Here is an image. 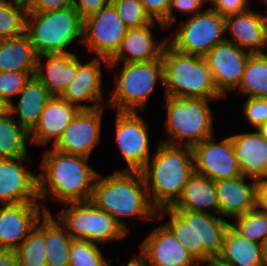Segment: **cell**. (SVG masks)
<instances>
[{
	"instance_id": "9",
	"label": "cell",
	"mask_w": 267,
	"mask_h": 266,
	"mask_svg": "<svg viewBox=\"0 0 267 266\" xmlns=\"http://www.w3.org/2000/svg\"><path fill=\"white\" fill-rule=\"evenodd\" d=\"M65 206L69 208L56 213L55 217L72 239L102 245L112 240L119 241L128 235L112 216L99 209L91 200L66 203Z\"/></svg>"
},
{
	"instance_id": "31",
	"label": "cell",
	"mask_w": 267,
	"mask_h": 266,
	"mask_svg": "<svg viewBox=\"0 0 267 266\" xmlns=\"http://www.w3.org/2000/svg\"><path fill=\"white\" fill-rule=\"evenodd\" d=\"M29 132L8 112L0 117V158L29 157Z\"/></svg>"
},
{
	"instance_id": "41",
	"label": "cell",
	"mask_w": 267,
	"mask_h": 266,
	"mask_svg": "<svg viewBox=\"0 0 267 266\" xmlns=\"http://www.w3.org/2000/svg\"><path fill=\"white\" fill-rule=\"evenodd\" d=\"M149 17L156 22L163 23L168 29V11L171 0H140Z\"/></svg>"
},
{
	"instance_id": "17",
	"label": "cell",
	"mask_w": 267,
	"mask_h": 266,
	"mask_svg": "<svg viewBox=\"0 0 267 266\" xmlns=\"http://www.w3.org/2000/svg\"><path fill=\"white\" fill-rule=\"evenodd\" d=\"M77 57V73L75 79L65 88L61 98L79 109H97L103 107L102 71L103 64L109 69V60L103 57H94L90 62L82 64ZM83 102H94L91 105Z\"/></svg>"
},
{
	"instance_id": "29",
	"label": "cell",
	"mask_w": 267,
	"mask_h": 266,
	"mask_svg": "<svg viewBox=\"0 0 267 266\" xmlns=\"http://www.w3.org/2000/svg\"><path fill=\"white\" fill-rule=\"evenodd\" d=\"M215 260L222 265L262 266L260 244L250 242L229 226Z\"/></svg>"
},
{
	"instance_id": "51",
	"label": "cell",
	"mask_w": 267,
	"mask_h": 266,
	"mask_svg": "<svg viewBox=\"0 0 267 266\" xmlns=\"http://www.w3.org/2000/svg\"><path fill=\"white\" fill-rule=\"evenodd\" d=\"M201 263L207 264L206 266H223L222 264H220L219 262H217L215 259L214 260H211V261H207V262H199L197 266L202 265Z\"/></svg>"
},
{
	"instance_id": "21",
	"label": "cell",
	"mask_w": 267,
	"mask_h": 266,
	"mask_svg": "<svg viewBox=\"0 0 267 266\" xmlns=\"http://www.w3.org/2000/svg\"><path fill=\"white\" fill-rule=\"evenodd\" d=\"M225 31L231 34L227 41L250 54L263 53L267 48V16L258 11L250 9L225 17Z\"/></svg>"
},
{
	"instance_id": "33",
	"label": "cell",
	"mask_w": 267,
	"mask_h": 266,
	"mask_svg": "<svg viewBox=\"0 0 267 266\" xmlns=\"http://www.w3.org/2000/svg\"><path fill=\"white\" fill-rule=\"evenodd\" d=\"M14 251L18 256L19 264L22 266H47L44 214Z\"/></svg>"
},
{
	"instance_id": "32",
	"label": "cell",
	"mask_w": 267,
	"mask_h": 266,
	"mask_svg": "<svg viewBox=\"0 0 267 266\" xmlns=\"http://www.w3.org/2000/svg\"><path fill=\"white\" fill-rule=\"evenodd\" d=\"M237 92L248 97L267 98V56L250 54Z\"/></svg>"
},
{
	"instance_id": "6",
	"label": "cell",
	"mask_w": 267,
	"mask_h": 266,
	"mask_svg": "<svg viewBox=\"0 0 267 266\" xmlns=\"http://www.w3.org/2000/svg\"><path fill=\"white\" fill-rule=\"evenodd\" d=\"M25 33L38 56L71 53L68 46L83 40V19L70 7L49 12H27Z\"/></svg>"
},
{
	"instance_id": "16",
	"label": "cell",
	"mask_w": 267,
	"mask_h": 266,
	"mask_svg": "<svg viewBox=\"0 0 267 266\" xmlns=\"http://www.w3.org/2000/svg\"><path fill=\"white\" fill-rule=\"evenodd\" d=\"M30 157L0 158V205L40 202L38 175L27 170Z\"/></svg>"
},
{
	"instance_id": "14",
	"label": "cell",
	"mask_w": 267,
	"mask_h": 266,
	"mask_svg": "<svg viewBox=\"0 0 267 266\" xmlns=\"http://www.w3.org/2000/svg\"><path fill=\"white\" fill-rule=\"evenodd\" d=\"M250 53L225 40L216 44L204 56L214 85L224 98L239 87Z\"/></svg>"
},
{
	"instance_id": "43",
	"label": "cell",
	"mask_w": 267,
	"mask_h": 266,
	"mask_svg": "<svg viewBox=\"0 0 267 266\" xmlns=\"http://www.w3.org/2000/svg\"><path fill=\"white\" fill-rule=\"evenodd\" d=\"M249 2L250 0H217L211 8L221 16L227 17L250 10Z\"/></svg>"
},
{
	"instance_id": "45",
	"label": "cell",
	"mask_w": 267,
	"mask_h": 266,
	"mask_svg": "<svg viewBox=\"0 0 267 266\" xmlns=\"http://www.w3.org/2000/svg\"><path fill=\"white\" fill-rule=\"evenodd\" d=\"M256 208L267 212V177L257 180Z\"/></svg>"
},
{
	"instance_id": "46",
	"label": "cell",
	"mask_w": 267,
	"mask_h": 266,
	"mask_svg": "<svg viewBox=\"0 0 267 266\" xmlns=\"http://www.w3.org/2000/svg\"><path fill=\"white\" fill-rule=\"evenodd\" d=\"M18 256L13 250H0V266H19Z\"/></svg>"
},
{
	"instance_id": "1",
	"label": "cell",
	"mask_w": 267,
	"mask_h": 266,
	"mask_svg": "<svg viewBox=\"0 0 267 266\" xmlns=\"http://www.w3.org/2000/svg\"><path fill=\"white\" fill-rule=\"evenodd\" d=\"M38 175V197L46 213L45 200L51 196L60 204L89 201L98 171L88 157L63 153L52 147L44 152Z\"/></svg>"
},
{
	"instance_id": "18",
	"label": "cell",
	"mask_w": 267,
	"mask_h": 266,
	"mask_svg": "<svg viewBox=\"0 0 267 266\" xmlns=\"http://www.w3.org/2000/svg\"><path fill=\"white\" fill-rule=\"evenodd\" d=\"M45 210L41 202L0 205V250H15Z\"/></svg>"
},
{
	"instance_id": "35",
	"label": "cell",
	"mask_w": 267,
	"mask_h": 266,
	"mask_svg": "<svg viewBox=\"0 0 267 266\" xmlns=\"http://www.w3.org/2000/svg\"><path fill=\"white\" fill-rule=\"evenodd\" d=\"M233 219L230 226L250 242L260 244L267 237V212L254 208Z\"/></svg>"
},
{
	"instance_id": "47",
	"label": "cell",
	"mask_w": 267,
	"mask_h": 266,
	"mask_svg": "<svg viewBox=\"0 0 267 266\" xmlns=\"http://www.w3.org/2000/svg\"><path fill=\"white\" fill-rule=\"evenodd\" d=\"M125 266H150L146 257L140 252L133 255Z\"/></svg>"
},
{
	"instance_id": "19",
	"label": "cell",
	"mask_w": 267,
	"mask_h": 266,
	"mask_svg": "<svg viewBox=\"0 0 267 266\" xmlns=\"http://www.w3.org/2000/svg\"><path fill=\"white\" fill-rule=\"evenodd\" d=\"M156 24L161 29H166L163 23H156V21L141 27L128 28L119 50L109 60L108 70L114 71L121 61L123 63H134L153 61L161 58L164 47L168 42L167 37L158 42L155 41L152 29H154Z\"/></svg>"
},
{
	"instance_id": "2",
	"label": "cell",
	"mask_w": 267,
	"mask_h": 266,
	"mask_svg": "<svg viewBox=\"0 0 267 266\" xmlns=\"http://www.w3.org/2000/svg\"><path fill=\"white\" fill-rule=\"evenodd\" d=\"M90 200L112 216L128 234L130 229L123 218L134 217L137 221L139 218L152 220L157 216L141 171L120 170L107 177L98 173Z\"/></svg>"
},
{
	"instance_id": "24",
	"label": "cell",
	"mask_w": 267,
	"mask_h": 266,
	"mask_svg": "<svg viewBox=\"0 0 267 266\" xmlns=\"http://www.w3.org/2000/svg\"><path fill=\"white\" fill-rule=\"evenodd\" d=\"M242 175L260 180L267 177V142L257 130L230 136Z\"/></svg>"
},
{
	"instance_id": "42",
	"label": "cell",
	"mask_w": 267,
	"mask_h": 266,
	"mask_svg": "<svg viewBox=\"0 0 267 266\" xmlns=\"http://www.w3.org/2000/svg\"><path fill=\"white\" fill-rule=\"evenodd\" d=\"M75 0H27V12H49L74 7Z\"/></svg>"
},
{
	"instance_id": "23",
	"label": "cell",
	"mask_w": 267,
	"mask_h": 266,
	"mask_svg": "<svg viewBox=\"0 0 267 266\" xmlns=\"http://www.w3.org/2000/svg\"><path fill=\"white\" fill-rule=\"evenodd\" d=\"M240 175L232 179L214 181L215 192L219 204V215L232 218L245 214L256 208L257 181Z\"/></svg>"
},
{
	"instance_id": "20",
	"label": "cell",
	"mask_w": 267,
	"mask_h": 266,
	"mask_svg": "<svg viewBox=\"0 0 267 266\" xmlns=\"http://www.w3.org/2000/svg\"><path fill=\"white\" fill-rule=\"evenodd\" d=\"M140 252L150 266H197L198 262L164 226H158L145 238Z\"/></svg>"
},
{
	"instance_id": "30",
	"label": "cell",
	"mask_w": 267,
	"mask_h": 266,
	"mask_svg": "<svg viewBox=\"0 0 267 266\" xmlns=\"http://www.w3.org/2000/svg\"><path fill=\"white\" fill-rule=\"evenodd\" d=\"M65 227L50 213H44V241L47 266H69V253L72 242Z\"/></svg>"
},
{
	"instance_id": "38",
	"label": "cell",
	"mask_w": 267,
	"mask_h": 266,
	"mask_svg": "<svg viewBox=\"0 0 267 266\" xmlns=\"http://www.w3.org/2000/svg\"><path fill=\"white\" fill-rule=\"evenodd\" d=\"M33 76L32 72L0 71V99L7 105L14 102V96L18 97Z\"/></svg>"
},
{
	"instance_id": "13",
	"label": "cell",
	"mask_w": 267,
	"mask_h": 266,
	"mask_svg": "<svg viewBox=\"0 0 267 266\" xmlns=\"http://www.w3.org/2000/svg\"><path fill=\"white\" fill-rule=\"evenodd\" d=\"M195 172L217 181L242 175L230 136L218 143L215 137L205 139L192 147Z\"/></svg>"
},
{
	"instance_id": "26",
	"label": "cell",
	"mask_w": 267,
	"mask_h": 266,
	"mask_svg": "<svg viewBox=\"0 0 267 266\" xmlns=\"http://www.w3.org/2000/svg\"><path fill=\"white\" fill-rule=\"evenodd\" d=\"M18 95L20 99L16 103L17 105L15 106L11 102L7 107V112L30 132L38 123L39 117L52 95L36 76L29 80Z\"/></svg>"
},
{
	"instance_id": "22",
	"label": "cell",
	"mask_w": 267,
	"mask_h": 266,
	"mask_svg": "<svg viewBox=\"0 0 267 266\" xmlns=\"http://www.w3.org/2000/svg\"><path fill=\"white\" fill-rule=\"evenodd\" d=\"M79 110L76 105L60 96H52L44 107L38 123L29 132L30 143L46 146L52 141L50 147L54 146Z\"/></svg>"
},
{
	"instance_id": "39",
	"label": "cell",
	"mask_w": 267,
	"mask_h": 266,
	"mask_svg": "<svg viewBox=\"0 0 267 266\" xmlns=\"http://www.w3.org/2000/svg\"><path fill=\"white\" fill-rule=\"evenodd\" d=\"M242 106L246 121L254 129L257 130L267 123V98L248 97Z\"/></svg>"
},
{
	"instance_id": "49",
	"label": "cell",
	"mask_w": 267,
	"mask_h": 266,
	"mask_svg": "<svg viewBox=\"0 0 267 266\" xmlns=\"http://www.w3.org/2000/svg\"><path fill=\"white\" fill-rule=\"evenodd\" d=\"M259 134L263 137V139L267 142V123L260 128L257 129Z\"/></svg>"
},
{
	"instance_id": "40",
	"label": "cell",
	"mask_w": 267,
	"mask_h": 266,
	"mask_svg": "<svg viewBox=\"0 0 267 266\" xmlns=\"http://www.w3.org/2000/svg\"><path fill=\"white\" fill-rule=\"evenodd\" d=\"M203 3L201 0H171L168 11V29L173 26L174 21H177V17L174 13L176 10L178 13L191 14L193 16L202 11ZM201 9V10H200Z\"/></svg>"
},
{
	"instance_id": "4",
	"label": "cell",
	"mask_w": 267,
	"mask_h": 266,
	"mask_svg": "<svg viewBox=\"0 0 267 266\" xmlns=\"http://www.w3.org/2000/svg\"><path fill=\"white\" fill-rule=\"evenodd\" d=\"M168 213L169 221L163 224L199 262L217 258L230 222L220 215L186 209L164 208L157 211L158 221Z\"/></svg>"
},
{
	"instance_id": "11",
	"label": "cell",
	"mask_w": 267,
	"mask_h": 266,
	"mask_svg": "<svg viewBox=\"0 0 267 266\" xmlns=\"http://www.w3.org/2000/svg\"><path fill=\"white\" fill-rule=\"evenodd\" d=\"M128 27L111 2L99 12L83 19L82 44L96 57L110 60L119 50Z\"/></svg>"
},
{
	"instance_id": "44",
	"label": "cell",
	"mask_w": 267,
	"mask_h": 266,
	"mask_svg": "<svg viewBox=\"0 0 267 266\" xmlns=\"http://www.w3.org/2000/svg\"><path fill=\"white\" fill-rule=\"evenodd\" d=\"M110 0H75L74 9L82 19L99 12Z\"/></svg>"
},
{
	"instance_id": "12",
	"label": "cell",
	"mask_w": 267,
	"mask_h": 266,
	"mask_svg": "<svg viewBox=\"0 0 267 266\" xmlns=\"http://www.w3.org/2000/svg\"><path fill=\"white\" fill-rule=\"evenodd\" d=\"M147 122L138 112H118L115 119V142L126 162L122 170L141 171L150 159Z\"/></svg>"
},
{
	"instance_id": "28",
	"label": "cell",
	"mask_w": 267,
	"mask_h": 266,
	"mask_svg": "<svg viewBox=\"0 0 267 266\" xmlns=\"http://www.w3.org/2000/svg\"><path fill=\"white\" fill-rule=\"evenodd\" d=\"M37 59L26 33L14 38L0 39V71H21L36 74Z\"/></svg>"
},
{
	"instance_id": "34",
	"label": "cell",
	"mask_w": 267,
	"mask_h": 266,
	"mask_svg": "<svg viewBox=\"0 0 267 266\" xmlns=\"http://www.w3.org/2000/svg\"><path fill=\"white\" fill-rule=\"evenodd\" d=\"M27 11V1L0 0V39L25 33Z\"/></svg>"
},
{
	"instance_id": "25",
	"label": "cell",
	"mask_w": 267,
	"mask_h": 266,
	"mask_svg": "<svg viewBox=\"0 0 267 266\" xmlns=\"http://www.w3.org/2000/svg\"><path fill=\"white\" fill-rule=\"evenodd\" d=\"M75 53H54L38 56L35 76L52 96H60L75 79L77 73ZM45 58L46 63L41 59Z\"/></svg>"
},
{
	"instance_id": "10",
	"label": "cell",
	"mask_w": 267,
	"mask_h": 266,
	"mask_svg": "<svg viewBox=\"0 0 267 266\" xmlns=\"http://www.w3.org/2000/svg\"><path fill=\"white\" fill-rule=\"evenodd\" d=\"M178 23L174 36L167 37L168 44L177 51L204 57L226 40L225 17L211 7Z\"/></svg>"
},
{
	"instance_id": "7",
	"label": "cell",
	"mask_w": 267,
	"mask_h": 266,
	"mask_svg": "<svg viewBox=\"0 0 267 266\" xmlns=\"http://www.w3.org/2000/svg\"><path fill=\"white\" fill-rule=\"evenodd\" d=\"M211 99L165 97L169 139L160 142L193 147L214 136ZM171 137V138H170ZM185 140V141H184Z\"/></svg>"
},
{
	"instance_id": "37",
	"label": "cell",
	"mask_w": 267,
	"mask_h": 266,
	"mask_svg": "<svg viewBox=\"0 0 267 266\" xmlns=\"http://www.w3.org/2000/svg\"><path fill=\"white\" fill-rule=\"evenodd\" d=\"M110 2L128 28L141 27L154 22L140 0H110Z\"/></svg>"
},
{
	"instance_id": "52",
	"label": "cell",
	"mask_w": 267,
	"mask_h": 266,
	"mask_svg": "<svg viewBox=\"0 0 267 266\" xmlns=\"http://www.w3.org/2000/svg\"><path fill=\"white\" fill-rule=\"evenodd\" d=\"M217 0H201V2L203 3V5H204V3L206 4V3H210L212 6H213V4L216 2Z\"/></svg>"
},
{
	"instance_id": "27",
	"label": "cell",
	"mask_w": 267,
	"mask_h": 266,
	"mask_svg": "<svg viewBox=\"0 0 267 266\" xmlns=\"http://www.w3.org/2000/svg\"><path fill=\"white\" fill-rule=\"evenodd\" d=\"M171 209H186L219 215L214 181L195 172Z\"/></svg>"
},
{
	"instance_id": "36",
	"label": "cell",
	"mask_w": 267,
	"mask_h": 266,
	"mask_svg": "<svg viewBox=\"0 0 267 266\" xmlns=\"http://www.w3.org/2000/svg\"><path fill=\"white\" fill-rule=\"evenodd\" d=\"M112 259H105L98 244L73 239L70 246L69 266H111Z\"/></svg>"
},
{
	"instance_id": "48",
	"label": "cell",
	"mask_w": 267,
	"mask_h": 266,
	"mask_svg": "<svg viewBox=\"0 0 267 266\" xmlns=\"http://www.w3.org/2000/svg\"><path fill=\"white\" fill-rule=\"evenodd\" d=\"M260 254L262 266H267V237L262 242H260Z\"/></svg>"
},
{
	"instance_id": "53",
	"label": "cell",
	"mask_w": 267,
	"mask_h": 266,
	"mask_svg": "<svg viewBox=\"0 0 267 266\" xmlns=\"http://www.w3.org/2000/svg\"><path fill=\"white\" fill-rule=\"evenodd\" d=\"M263 1H264L265 5L267 6V0H263ZM266 16H267V14H266Z\"/></svg>"
},
{
	"instance_id": "5",
	"label": "cell",
	"mask_w": 267,
	"mask_h": 266,
	"mask_svg": "<svg viewBox=\"0 0 267 266\" xmlns=\"http://www.w3.org/2000/svg\"><path fill=\"white\" fill-rule=\"evenodd\" d=\"M165 96L222 99L204 57L175 50L168 43L162 53Z\"/></svg>"
},
{
	"instance_id": "50",
	"label": "cell",
	"mask_w": 267,
	"mask_h": 266,
	"mask_svg": "<svg viewBox=\"0 0 267 266\" xmlns=\"http://www.w3.org/2000/svg\"><path fill=\"white\" fill-rule=\"evenodd\" d=\"M8 105L0 99V117H2L8 110Z\"/></svg>"
},
{
	"instance_id": "3",
	"label": "cell",
	"mask_w": 267,
	"mask_h": 266,
	"mask_svg": "<svg viewBox=\"0 0 267 266\" xmlns=\"http://www.w3.org/2000/svg\"><path fill=\"white\" fill-rule=\"evenodd\" d=\"M151 157L141 170L149 200L157 211L171 208L195 173L192 147L159 141Z\"/></svg>"
},
{
	"instance_id": "8",
	"label": "cell",
	"mask_w": 267,
	"mask_h": 266,
	"mask_svg": "<svg viewBox=\"0 0 267 266\" xmlns=\"http://www.w3.org/2000/svg\"><path fill=\"white\" fill-rule=\"evenodd\" d=\"M115 77V88L109 96L107 108L118 112L144 111L156 83L163 84L162 57L153 61L123 63Z\"/></svg>"
},
{
	"instance_id": "15",
	"label": "cell",
	"mask_w": 267,
	"mask_h": 266,
	"mask_svg": "<svg viewBox=\"0 0 267 266\" xmlns=\"http://www.w3.org/2000/svg\"><path fill=\"white\" fill-rule=\"evenodd\" d=\"M103 111V107L80 109L53 148L89 158L101 140Z\"/></svg>"
}]
</instances>
